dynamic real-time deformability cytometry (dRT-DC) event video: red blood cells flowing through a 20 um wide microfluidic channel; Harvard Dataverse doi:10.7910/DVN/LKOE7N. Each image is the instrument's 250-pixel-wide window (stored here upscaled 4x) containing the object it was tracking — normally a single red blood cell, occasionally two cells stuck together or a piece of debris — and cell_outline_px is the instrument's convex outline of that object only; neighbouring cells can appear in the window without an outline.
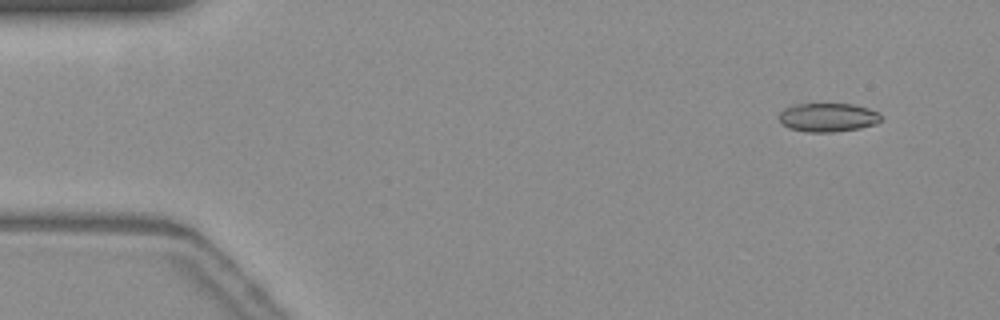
{"species": "common noctule bat (a hibernating species)", "species_latin": "Nyctalus noctula", "temperature_condition": "warm", "stored_images_in_passage": 51, "camera_frame_rate_fps": 3000, "um_per_image_px": 0.085, "animal": {"sex": "female", "body_mass_g": 19.3, "forearm_length_mm": 54.1}, "frame": {"image": 1, "passage_image": 1, "time_ms": 0.0, "image_size_px": [1000, 320], "cell_outline_px": [[880, 120], [876, 124], [860, 128], [832, 132], [808, 132], [788, 128], [780, 120], [780, 112], [784, 108], [792, 104], [852, 104], [868, 108], [880, 112]], "centroid_in_image_um": [70.38, 9.97], "position_along_channel_um": 14.6, "area_um2": 17.05}}
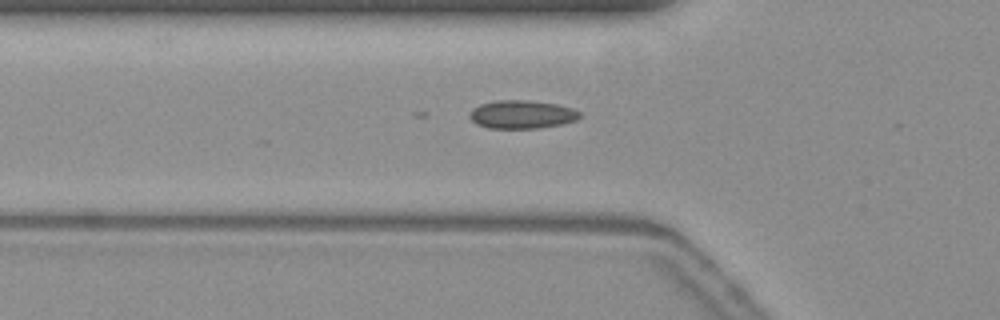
{"frame": {"image": 2, "passage_image": 15, "time_ms": 4.667, "image_size_px": [1000, 320], "cell_outline_px": [[580, 116], [576, 120], [560, 124], [540, 128], [488, 128], [476, 124], [468, 116], [472, 108], [480, 104], [496, 100], [528, 100], [556, 104], [572, 108], [580, 112]], "centroid_in_image_um": [44.32, 9.72], "position_along_channel_um": 81.5, "area_um2": 18.15}}
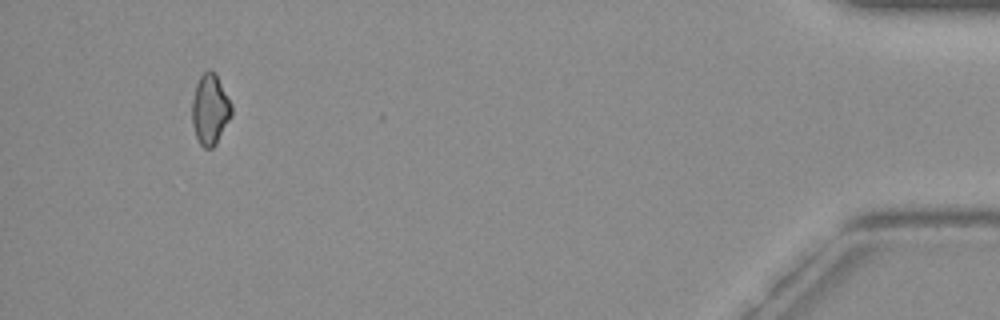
{"frame": {"image": 3, "passage_image": 48, "time_ms": 15.667, "image_size_px": [1000, 320], "cell_outline_px": [[232, 116], [216, 144], [212, 148], [204, 148], [200, 144], [196, 136], [192, 124], [192, 100], [196, 84], [200, 76], [208, 68], [216, 72], [232, 104]], "centroid_in_image_um": [17.87, 9.28], "position_along_channel_um": 417.3, "area_um2": 16.47}, "authors_computed_cell_mechanics": {"area_um2": 16.762, "velocity_mm_per_s": 3.7256, "shape_relaxation_time_tau1_ms": 1.7462, "shape_relaxation_time_tau2_ms": null, "deformation_change_tau1": 0.1959, "deformation_change_tau2": null}}